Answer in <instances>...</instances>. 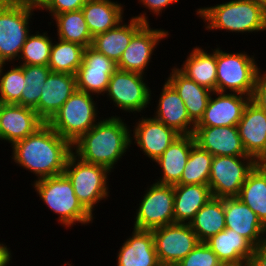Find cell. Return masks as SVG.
Wrapping results in <instances>:
<instances>
[{"instance_id": "obj_1", "label": "cell", "mask_w": 266, "mask_h": 266, "mask_svg": "<svg viewBox=\"0 0 266 266\" xmlns=\"http://www.w3.org/2000/svg\"><path fill=\"white\" fill-rule=\"evenodd\" d=\"M11 147L14 162L34 173L37 180L63 174L73 153L72 144L47 123Z\"/></svg>"}, {"instance_id": "obj_2", "label": "cell", "mask_w": 266, "mask_h": 266, "mask_svg": "<svg viewBox=\"0 0 266 266\" xmlns=\"http://www.w3.org/2000/svg\"><path fill=\"white\" fill-rule=\"evenodd\" d=\"M122 120L114 115L99 120L72 144L73 154L84 162L114 169L133 140L131 130Z\"/></svg>"}, {"instance_id": "obj_3", "label": "cell", "mask_w": 266, "mask_h": 266, "mask_svg": "<svg viewBox=\"0 0 266 266\" xmlns=\"http://www.w3.org/2000/svg\"><path fill=\"white\" fill-rule=\"evenodd\" d=\"M208 30L259 32L266 30V15L257 0H230L196 10Z\"/></svg>"}, {"instance_id": "obj_4", "label": "cell", "mask_w": 266, "mask_h": 266, "mask_svg": "<svg viewBox=\"0 0 266 266\" xmlns=\"http://www.w3.org/2000/svg\"><path fill=\"white\" fill-rule=\"evenodd\" d=\"M31 185H34L35 191L47 207L58 214V220L63 226L71 227L75 223L87 225L93 222V215L81 204L64 173L36 180Z\"/></svg>"}, {"instance_id": "obj_5", "label": "cell", "mask_w": 266, "mask_h": 266, "mask_svg": "<svg viewBox=\"0 0 266 266\" xmlns=\"http://www.w3.org/2000/svg\"><path fill=\"white\" fill-rule=\"evenodd\" d=\"M92 96L76 89L47 124L73 144L97 123L98 107Z\"/></svg>"}, {"instance_id": "obj_6", "label": "cell", "mask_w": 266, "mask_h": 266, "mask_svg": "<svg viewBox=\"0 0 266 266\" xmlns=\"http://www.w3.org/2000/svg\"><path fill=\"white\" fill-rule=\"evenodd\" d=\"M110 172L105 166L84 162L72 153L63 173L81 204L93 215L94 206L109 196L107 180Z\"/></svg>"}, {"instance_id": "obj_7", "label": "cell", "mask_w": 266, "mask_h": 266, "mask_svg": "<svg viewBox=\"0 0 266 266\" xmlns=\"http://www.w3.org/2000/svg\"><path fill=\"white\" fill-rule=\"evenodd\" d=\"M217 80L216 92L238 93L252 97L258 73L254 56L246 52L227 53L216 48Z\"/></svg>"}, {"instance_id": "obj_8", "label": "cell", "mask_w": 266, "mask_h": 266, "mask_svg": "<svg viewBox=\"0 0 266 266\" xmlns=\"http://www.w3.org/2000/svg\"><path fill=\"white\" fill-rule=\"evenodd\" d=\"M36 9L32 6L0 0V64L19 56L29 32V21Z\"/></svg>"}, {"instance_id": "obj_9", "label": "cell", "mask_w": 266, "mask_h": 266, "mask_svg": "<svg viewBox=\"0 0 266 266\" xmlns=\"http://www.w3.org/2000/svg\"><path fill=\"white\" fill-rule=\"evenodd\" d=\"M258 162L252 156H214L208 186L215 198L237 197Z\"/></svg>"}, {"instance_id": "obj_10", "label": "cell", "mask_w": 266, "mask_h": 266, "mask_svg": "<svg viewBox=\"0 0 266 266\" xmlns=\"http://www.w3.org/2000/svg\"><path fill=\"white\" fill-rule=\"evenodd\" d=\"M139 203L134 229L152 230L174 223V186L153 183Z\"/></svg>"}, {"instance_id": "obj_11", "label": "cell", "mask_w": 266, "mask_h": 266, "mask_svg": "<svg viewBox=\"0 0 266 266\" xmlns=\"http://www.w3.org/2000/svg\"><path fill=\"white\" fill-rule=\"evenodd\" d=\"M143 74L117 69L110 77L107 96L126 112H141L151 101V91Z\"/></svg>"}, {"instance_id": "obj_12", "label": "cell", "mask_w": 266, "mask_h": 266, "mask_svg": "<svg viewBox=\"0 0 266 266\" xmlns=\"http://www.w3.org/2000/svg\"><path fill=\"white\" fill-rule=\"evenodd\" d=\"M159 263L178 264L199 243L189 224L173 223L152 229Z\"/></svg>"}, {"instance_id": "obj_13", "label": "cell", "mask_w": 266, "mask_h": 266, "mask_svg": "<svg viewBox=\"0 0 266 266\" xmlns=\"http://www.w3.org/2000/svg\"><path fill=\"white\" fill-rule=\"evenodd\" d=\"M117 70V63L91 46L86 47L83 53V61L77 70V90L103 95L106 93L111 75Z\"/></svg>"}, {"instance_id": "obj_14", "label": "cell", "mask_w": 266, "mask_h": 266, "mask_svg": "<svg viewBox=\"0 0 266 266\" xmlns=\"http://www.w3.org/2000/svg\"><path fill=\"white\" fill-rule=\"evenodd\" d=\"M168 35V31L164 29H152L149 24H144L132 36L129 45L117 63V69L144 75L154 49L159 41L168 37Z\"/></svg>"}, {"instance_id": "obj_15", "label": "cell", "mask_w": 266, "mask_h": 266, "mask_svg": "<svg viewBox=\"0 0 266 266\" xmlns=\"http://www.w3.org/2000/svg\"><path fill=\"white\" fill-rule=\"evenodd\" d=\"M237 128L246 153L266 165V112L250 100Z\"/></svg>"}, {"instance_id": "obj_16", "label": "cell", "mask_w": 266, "mask_h": 266, "mask_svg": "<svg viewBox=\"0 0 266 266\" xmlns=\"http://www.w3.org/2000/svg\"><path fill=\"white\" fill-rule=\"evenodd\" d=\"M43 124L33 108L0 103V139L11 146L33 134Z\"/></svg>"}, {"instance_id": "obj_17", "label": "cell", "mask_w": 266, "mask_h": 266, "mask_svg": "<svg viewBox=\"0 0 266 266\" xmlns=\"http://www.w3.org/2000/svg\"><path fill=\"white\" fill-rule=\"evenodd\" d=\"M195 143L213 156H249L237 126H195Z\"/></svg>"}, {"instance_id": "obj_18", "label": "cell", "mask_w": 266, "mask_h": 266, "mask_svg": "<svg viewBox=\"0 0 266 266\" xmlns=\"http://www.w3.org/2000/svg\"><path fill=\"white\" fill-rule=\"evenodd\" d=\"M225 225L245 237L254 247L266 239V226L238 197L224 198Z\"/></svg>"}, {"instance_id": "obj_19", "label": "cell", "mask_w": 266, "mask_h": 266, "mask_svg": "<svg viewBox=\"0 0 266 266\" xmlns=\"http://www.w3.org/2000/svg\"><path fill=\"white\" fill-rule=\"evenodd\" d=\"M214 94L216 98L210 97L202 118L195 126H237L251 97L216 91Z\"/></svg>"}, {"instance_id": "obj_20", "label": "cell", "mask_w": 266, "mask_h": 266, "mask_svg": "<svg viewBox=\"0 0 266 266\" xmlns=\"http://www.w3.org/2000/svg\"><path fill=\"white\" fill-rule=\"evenodd\" d=\"M134 143L150 160L155 161L181 134L154 117H142L133 126Z\"/></svg>"}, {"instance_id": "obj_21", "label": "cell", "mask_w": 266, "mask_h": 266, "mask_svg": "<svg viewBox=\"0 0 266 266\" xmlns=\"http://www.w3.org/2000/svg\"><path fill=\"white\" fill-rule=\"evenodd\" d=\"M76 89L75 75L50 72L42 87L39 103L34 108L38 117L48 123Z\"/></svg>"}, {"instance_id": "obj_22", "label": "cell", "mask_w": 266, "mask_h": 266, "mask_svg": "<svg viewBox=\"0 0 266 266\" xmlns=\"http://www.w3.org/2000/svg\"><path fill=\"white\" fill-rule=\"evenodd\" d=\"M146 14L132 17L129 23L120 22L115 28L93 37L91 47L118 63L129 45L132 36L144 25L149 24Z\"/></svg>"}, {"instance_id": "obj_23", "label": "cell", "mask_w": 266, "mask_h": 266, "mask_svg": "<svg viewBox=\"0 0 266 266\" xmlns=\"http://www.w3.org/2000/svg\"><path fill=\"white\" fill-rule=\"evenodd\" d=\"M160 93L154 118L181 135L193 134L196 124L190 119L185 103L176 90L166 81Z\"/></svg>"}, {"instance_id": "obj_24", "label": "cell", "mask_w": 266, "mask_h": 266, "mask_svg": "<svg viewBox=\"0 0 266 266\" xmlns=\"http://www.w3.org/2000/svg\"><path fill=\"white\" fill-rule=\"evenodd\" d=\"M205 243L223 265L249 263L255 248L245 237L228 228L210 237Z\"/></svg>"}, {"instance_id": "obj_25", "label": "cell", "mask_w": 266, "mask_h": 266, "mask_svg": "<svg viewBox=\"0 0 266 266\" xmlns=\"http://www.w3.org/2000/svg\"><path fill=\"white\" fill-rule=\"evenodd\" d=\"M131 236L119 249L117 266H158L152 230L133 228Z\"/></svg>"}, {"instance_id": "obj_26", "label": "cell", "mask_w": 266, "mask_h": 266, "mask_svg": "<svg viewBox=\"0 0 266 266\" xmlns=\"http://www.w3.org/2000/svg\"><path fill=\"white\" fill-rule=\"evenodd\" d=\"M171 70L172 72L167 78V82L183 99L190 119L197 124L202 118L209 99L214 92L188 78L178 67H174Z\"/></svg>"}, {"instance_id": "obj_27", "label": "cell", "mask_w": 266, "mask_h": 266, "mask_svg": "<svg viewBox=\"0 0 266 266\" xmlns=\"http://www.w3.org/2000/svg\"><path fill=\"white\" fill-rule=\"evenodd\" d=\"M195 144L193 134L180 135L154 162L162 169V176L156 183L177 185L182 177L192 146Z\"/></svg>"}, {"instance_id": "obj_28", "label": "cell", "mask_w": 266, "mask_h": 266, "mask_svg": "<svg viewBox=\"0 0 266 266\" xmlns=\"http://www.w3.org/2000/svg\"><path fill=\"white\" fill-rule=\"evenodd\" d=\"M212 197L208 185H174V223L189 224Z\"/></svg>"}, {"instance_id": "obj_29", "label": "cell", "mask_w": 266, "mask_h": 266, "mask_svg": "<svg viewBox=\"0 0 266 266\" xmlns=\"http://www.w3.org/2000/svg\"><path fill=\"white\" fill-rule=\"evenodd\" d=\"M123 5L111 0H87L82 7L92 37L115 28L123 21Z\"/></svg>"}, {"instance_id": "obj_30", "label": "cell", "mask_w": 266, "mask_h": 266, "mask_svg": "<svg viewBox=\"0 0 266 266\" xmlns=\"http://www.w3.org/2000/svg\"><path fill=\"white\" fill-rule=\"evenodd\" d=\"M178 69L197 84L213 92L216 91V49L212 53H207L206 50L200 47L193 48L182 68Z\"/></svg>"}, {"instance_id": "obj_31", "label": "cell", "mask_w": 266, "mask_h": 266, "mask_svg": "<svg viewBox=\"0 0 266 266\" xmlns=\"http://www.w3.org/2000/svg\"><path fill=\"white\" fill-rule=\"evenodd\" d=\"M200 242L226 228L224 198L212 197L195 215L189 223Z\"/></svg>"}, {"instance_id": "obj_32", "label": "cell", "mask_w": 266, "mask_h": 266, "mask_svg": "<svg viewBox=\"0 0 266 266\" xmlns=\"http://www.w3.org/2000/svg\"><path fill=\"white\" fill-rule=\"evenodd\" d=\"M266 226V165L257 164L248 174L237 196Z\"/></svg>"}, {"instance_id": "obj_33", "label": "cell", "mask_w": 266, "mask_h": 266, "mask_svg": "<svg viewBox=\"0 0 266 266\" xmlns=\"http://www.w3.org/2000/svg\"><path fill=\"white\" fill-rule=\"evenodd\" d=\"M52 19L56 21L59 39L77 43L85 48L91 46L93 37L88 30L82 10L57 14Z\"/></svg>"}, {"instance_id": "obj_34", "label": "cell", "mask_w": 266, "mask_h": 266, "mask_svg": "<svg viewBox=\"0 0 266 266\" xmlns=\"http://www.w3.org/2000/svg\"><path fill=\"white\" fill-rule=\"evenodd\" d=\"M85 47L77 43L64 41L52 43L48 67L51 72L75 75L83 61Z\"/></svg>"}, {"instance_id": "obj_35", "label": "cell", "mask_w": 266, "mask_h": 266, "mask_svg": "<svg viewBox=\"0 0 266 266\" xmlns=\"http://www.w3.org/2000/svg\"><path fill=\"white\" fill-rule=\"evenodd\" d=\"M213 157L212 154L195 143L191 148L187 164L178 184L208 185Z\"/></svg>"}, {"instance_id": "obj_36", "label": "cell", "mask_w": 266, "mask_h": 266, "mask_svg": "<svg viewBox=\"0 0 266 266\" xmlns=\"http://www.w3.org/2000/svg\"><path fill=\"white\" fill-rule=\"evenodd\" d=\"M51 72L48 66L23 65L25 87L22 90L21 106L35 108L46 79Z\"/></svg>"}, {"instance_id": "obj_37", "label": "cell", "mask_w": 266, "mask_h": 266, "mask_svg": "<svg viewBox=\"0 0 266 266\" xmlns=\"http://www.w3.org/2000/svg\"><path fill=\"white\" fill-rule=\"evenodd\" d=\"M52 42L47 32L30 33L19 56L21 65L48 66Z\"/></svg>"}, {"instance_id": "obj_38", "label": "cell", "mask_w": 266, "mask_h": 266, "mask_svg": "<svg viewBox=\"0 0 266 266\" xmlns=\"http://www.w3.org/2000/svg\"><path fill=\"white\" fill-rule=\"evenodd\" d=\"M5 65L0 64V103L21 105L22 90L26 85L23 65L3 72Z\"/></svg>"}, {"instance_id": "obj_39", "label": "cell", "mask_w": 266, "mask_h": 266, "mask_svg": "<svg viewBox=\"0 0 266 266\" xmlns=\"http://www.w3.org/2000/svg\"><path fill=\"white\" fill-rule=\"evenodd\" d=\"M178 266H223L217 255L205 243L200 242Z\"/></svg>"}, {"instance_id": "obj_40", "label": "cell", "mask_w": 266, "mask_h": 266, "mask_svg": "<svg viewBox=\"0 0 266 266\" xmlns=\"http://www.w3.org/2000/svg\"><path fill=\"white\" fill-rule=\"evenodd\" d=\"M87 0H46L38 9H46L54 17L57 14L81 10Z\"/></svg>"}, {"instance_id": "obj_41", "label": "cell", "mask_w": 266, "mask_h": 266, "mask_svg": "<svg viewBox=\"0 0 266 266\" xmlns=\"http://www.w3.org/2000/svg\"><path fill=\"white\" fill-rule=\"evenodd\" d=\"M258 70L251 101L266 112V71Z\"/></svg>"}, {"instance_id": "obj_42", "label": "cell", "mask_w": 266, "mask_h": 266, "mask_svg": "<svg viewBox=\"0 0 266 266\" xmlns=\"http://www.w3.org/2000/svg\"><path fill=\"white\" fill-rule=\"evenodd\" d=\"M144 7L150 10L155 15H160L164 8L172 3H177L179 0H138ZM161 12V13H160Z\"/></svg>"}, {"instance_id": "obj_43", "label": "cell", "mask_w": 266, "mask_h": 266, "mask_svg": "<svg viewBox=\"0 0 266 266\" xmlns=\"http://www.w3.org/2000/svg\"><path fill=\"white\" fill-rule=\"evenodd\" d=\"M249 265L266 266V239L258 247L254 248Z\"/></svg>"}, {"instance_id": "obj_44", "label": "cell", "mask_w": 266, "mask_h": 266, "mask_svg": "<svg viewBox=\"0 0 266 266\" xmlns=\"http://www.w3.org/2000/svg\"><path fill=\"white\" fill-rule=\"evenodd\" d=\"M10 248L5 246L3 243H0V266H4L9 260H11V251Z\"/></svg>"}, {"instance_id": "obj_45", "label": "cell", "mask_w": 266, "mask_h": 266, "mask_svg": "<svg viewBox=\"0 0 266 266\" xmlns=\"http://www.w3.org/2000/svg\"><path fill=\"white\" fill-rule=\"evenodd\" d=\"M5 1L14 4L32 6L38 9L46 0H5Z\"/></svg>"}, {"instance_id": "obj_46", "label": "cell", "mask_w": 266, "mask_h": 266, "mask_svg": "<svg viewBox=\"0 0 266 266\" xmlns=\"http://www.w3.org/2000/svg\"><path fill=\"white\" fill-rule=\"evenodd\" d=\"M257 2L260 4L264 14L266 15V0H257Z\"/></svg>"}, {"instance_id": "obj_47", "label": "cell", "mask_w": 266, "mask_h": 266, "mask_svg": "<svg viewBox=\"0 0 266 266\" xmlns=\"http://www.w3.org/2000/svg\"><path fill=\"white\" fill-rule=\"evenodd\" d=\"M223 266H250L249 263L237 264V265H223Z\"/></svg>"}, {"instance_id": "obj_48", "label": "cell", "mask_w": 266, "mask_h": 266, "mask_svg": "<svg viewBox=\"0 0 266 266\" xmlns=\"http://www.w3.org/2000/svg\"><path fill=\"white\" fill-rule=\"evenodd\" d=\"M158 266H178L177 264H159Z\"/></svg>"}, {"instance_id": "obj_49", "label": "cell", "mask_w": 266, "mask_h": 266, "mask_svg": "<svg viewBox=\"0 0 266 266\" xmlns=\"http://www.w3.org/2000/svg\"><path fill=\"white\" fill-rule=\"evenodd\" d=\"M9 262H10V260L4 266L10 265Z\"/></svg>"}]
</instances>
